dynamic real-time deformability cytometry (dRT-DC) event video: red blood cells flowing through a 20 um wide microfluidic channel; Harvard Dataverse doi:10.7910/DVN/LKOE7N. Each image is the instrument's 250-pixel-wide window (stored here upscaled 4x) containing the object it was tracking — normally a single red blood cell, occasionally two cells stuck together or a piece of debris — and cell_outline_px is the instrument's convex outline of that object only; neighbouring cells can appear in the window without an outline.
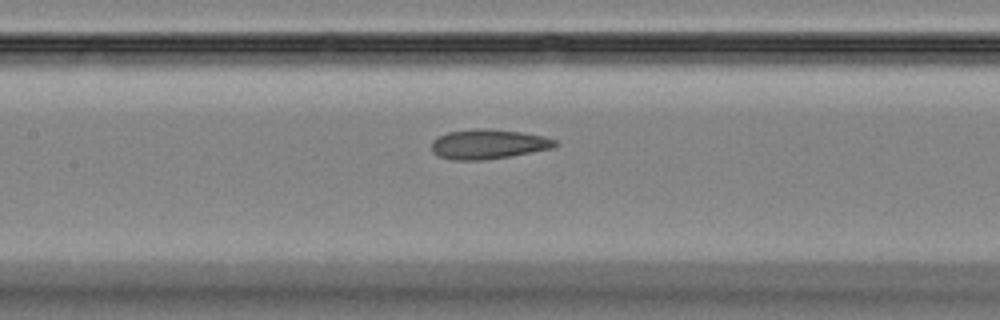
{"species": "Egyptian fruit bat (a non-hibernating species)", "species_latin": "Rousettus aegyptiacus", "temperature_condition": "room temperature", "stored_images_in_passage": 37, "camera_frame_rate_fps": 3000, "um_per_image_px": 0.085, "animal": {"sex": "female"}, "frame": {"image": 1, "passage_image": 19, "time_ms": 6.0, "image_size_px": [1000, 320], "cell_outline_px": [[556, 144], [552, 148], [508, 156], [484, 160], [452, 160], [436, 156], [432, 152], [432, 140], [436, 136], [448, 132], [480, 128], [492, 128], [520, 132], [544, 136], [556, 140]], "centroid_in_image_um": [41.43, 12.25], "position_along_channel_um": 166.0, "area_um2": 21.39}}
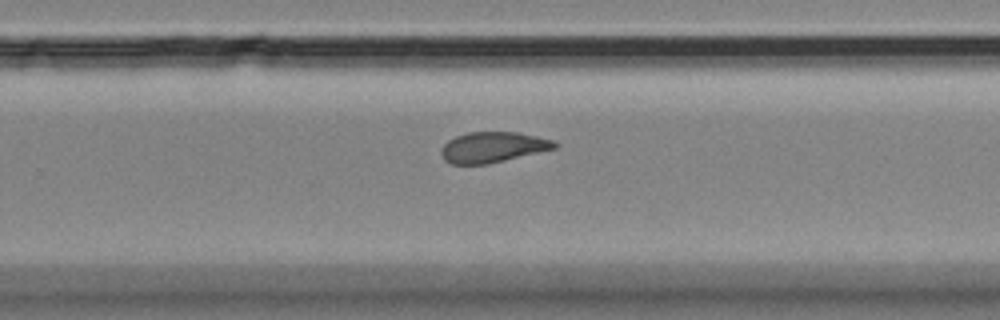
{"frame": {"image": 2, "passage_image": 28, "time_ms": 9.0, "image_size_px": [1000, 320], "cell_outline_px": [[560, 144], [556, 148], [488, 164], [452, 164], [444, 160], [440, 152], [444, 144], [448, 140], [456, 136], [468, 132], [516, 132], [536, 136], [552, 140]], "centroid_in_image_um": [41.88, 12.51], "position_along_channel_um": 287.9, "area_um2": 20.11}}
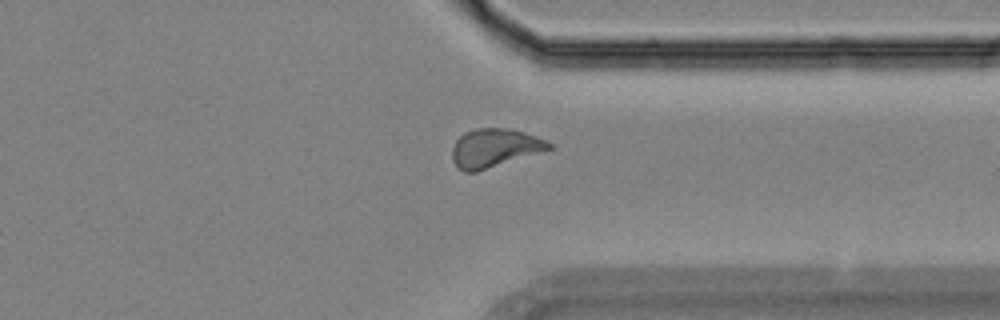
{"frame": {"image": 3, "passage_image": 34, "time_ms": 11.0, "image_size_px": [1000, 320], "cell_outline_px": [[552, 148], [476, 172], [464, 172], [456, 168], [452, 160], [452, 148], [456, 140], [464, 132], [476, 128], [508, 128], [524, 132], [536, 136], [552, 144]], "centroid_in_image_um": [41.98, 12.58], "position_along_channel_um": 369.4, "area_um2": 21.62}}